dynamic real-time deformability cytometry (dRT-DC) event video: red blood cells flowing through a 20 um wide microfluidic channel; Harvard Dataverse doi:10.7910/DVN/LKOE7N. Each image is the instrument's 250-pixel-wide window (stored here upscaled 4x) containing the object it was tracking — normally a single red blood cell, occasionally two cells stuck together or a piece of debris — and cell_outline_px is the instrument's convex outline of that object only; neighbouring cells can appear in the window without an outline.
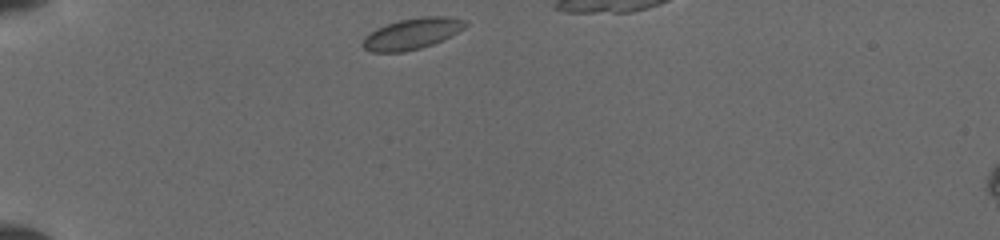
{"species": "common noctule bat (a hibernating species)", "species_latin": "Nyctalus noctula", "temperature_condition": "cold", "stored_images_in_passage": 37, "camera_frame_rate_fps": 3000, "um_per_image_px": 0.085, "animal": {"sex": "female", "body_mass_g": 19.5, "forearm_length_mm": 54.1}, "frame": {"image": 1, "passage_image": 1, "time_ms": 0.0, "image_size_px": [1000, 240], "cell_outline_px": [[468, 24], [464, 28], [432, 44], [420, 48], [404, 52], [372, 52], [364, 48], [360, 44], [364, 36], [376, 28], [400, 20], [424, 16], [448, 16], [468, 20]], "centroid_in_image_um": [35.0, 2.86], "position_along_channel_um": 50.0, "area_um2": 18.5}}
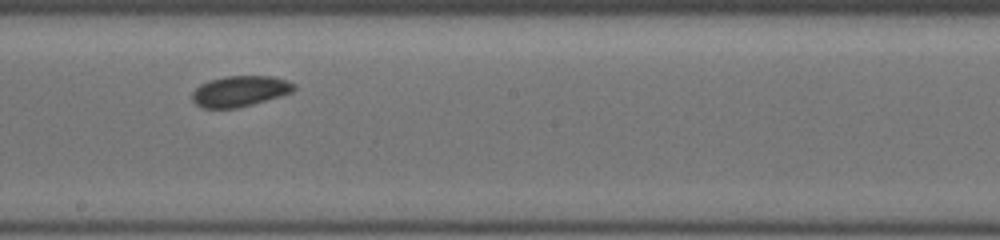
{"frame": {"image": 2, "passage_image": 17, "time_ms": 5.333, "image_size_px": [1000, 240], "cell_outline_px": [[296, 88], [292, 92], [280, 96], [252, 104], [236, 108], [204, 108], [196, 104], [192, 100], [192, 92], [200, 84], [224, 76], [272, 76], [288, 80], [296, 84]], "centroid_in_image_um": [20.41, 7.74], "position_along_channel_um": 227.8, "area_um2": 18.21}}
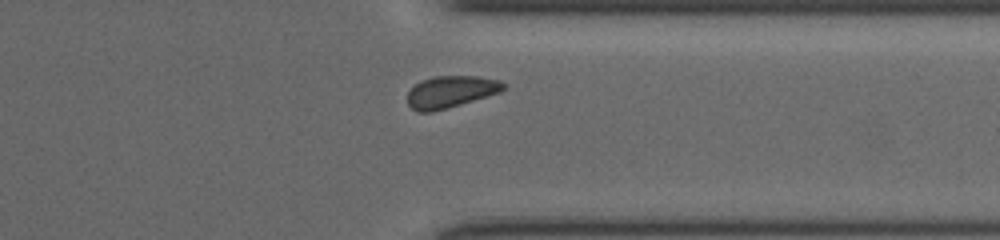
{"frame": {"image": 3, "passage_image": 32, "time_ms": 9.0, "image_size_px": [1000, 240], "cell_outline_px": [[508, 88], [500, 92], [460, 104], [428, 112], [420, 112], [412, 108], [408, 104], [408, 92], [420, 80], [432, 76], [480, 76], [500, 80], [508, 84]], "centroid_in_image_um": [38.36, 7.77], "position_along_channel_um": 373.0, "area_um2": 17.8}}